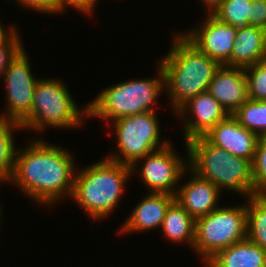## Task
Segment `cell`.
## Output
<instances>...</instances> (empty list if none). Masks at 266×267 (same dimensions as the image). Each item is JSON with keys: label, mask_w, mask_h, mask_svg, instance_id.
Segmentation results:
<instances>
[{"label": "cell", "mask_w": 266, "mask_h": 267, "mask_svg": "<svg viewBox=\"0 0 266 267\" xmlns=\"http://www.w3.org/2000/svg\"><path fill=\"white\" fill-rule=\"evenodd\" d=\"M33 138L24 147L19 146L21 149L17 148L8 183L19 188L36 206L53 208L65 197L71 198L78 163L74 152L64 145L61 148L43 137Z\"/></svg>", "instance_id": "6da1fadb"}, {"label": "cell", "mask_w": 266, "mask_h": 267, "mask_svg": "<svg viewBox=\"0 0 266 267\" xmlns=\"http://www.w3.org/2000/svg\"><path fill=\"white\" fill-rule=\"evenodd\" d=\"M171 41L169 52L156 62L163 70L169 111L175 113L190 98L208 91L222 65L201 53L178 29Z\"/></svg>", "instance_id": "7a4b0ae2"}, {"label": "cell", "mask_w": 266, "mask_h": 267, "mask_svg": "<svg viewBox=\"0 0 266 267\" xmlns=\"http://www.w3.org/2000/svg\"><path fill=\"white\" fill-rule=\"evenodd\" d=\"M76 169L72 199L93 221L113 216L121 203L127 181L131 178V166L109 158L92 162Z\"/></svg>", "instance_id": "3957f363"}, {"label": "cell", "mask_w": 266, "mask_h": 267, "mask_svg": "<svg viewBox=\"0 0 266 267\" xmlns=\"http://www.w3.org/2000/svg\"><path fill=\"white\" fill-rule=\"evenodd\" d=\"M156 66L158 73L153 77L133 78L102 88L87 103L88 120L102 119L108 125L124 116L158 110L157 99L160 100L165 93V80L161 65L158 63Z\"/></svg>", "instance_id": "277c9868"}, {"label": "cell", "mask_w": 266, "mask_h": 267, "mask_svg": "<svg viewBox=\"0 0 266 267\" xmlns=\"http://www.w3.org/2000/svg\"><path fill=\"white\" fill-rule=\"evenodd\" d=\"M188 167L209 180L223 193L232 192L247 199L254 195L251 160L232 155L212 144L205 136L187 142Z\"/></svg>", "instance_id": "5b68a950"}, {"label": "cell", "mask_w": 266, "mask_h": 267, "mask_svg": "<svg viewBox=\"0 0 266 267\" xmlns=\"http://www.w3.org/2000/svg\"><path fill=\"white\" fill-rule=\"evenodd\" d=\"M41 77L35 87L30 114L20 123L23 132L38 135L50 129H78L88 119V104L82 107L60 78ZM78 105V106H77Z\"/></svg>", "instance_id": "8992f818"}, {"label": "cell", "mask_w": 266, "mask_h": 267, "mask_svg": "<svg viewBox=\"0 0 266 267\" xmlns=\"http://www.w3.org/2000/svg\"><path fill=\"white\" fill-rule=\"evenodd\" d=\"M157 111L142 114L128 115L110 122L109 130L114 129L116 150L107 153L104 157L120 164L132 166L137 160L144 158L149 153L163 148L171 143V140L160 135ZM168 139V140H167Z\"/></svg>", "instance_id": "52a82bcc"}, {"label": "cell", "mask_w": 266, "mask_h": 267, "mask_svg": "<svg viewBox=\"0 0 266 267\" xmlns=\"http://www.w3.org/2000/svg\"><path fill=\"white\" fill-rule=\"evenodd\" d=\"M222 204L195 221V239L192 251L205 264L218 251L247 238V213L244 203Z\"/></svg>", "instance_id": "ba28073f"}, {"label": "cell", "mask_w": 266, "mask_h": 267, "mask_svg": "<svg viewBox=\"0 0 266 267\" xmlns=\"http://www.w3.org/2000/svg\"><path fill=\"white\" fill-rule=\"evenodd\" d=\"M173 143L149 153L131 166L132 176L139 174L138 179L148 189L146 192L175 196L181 176L188 168V146L186 143L185 159L179 155Z\"/></svg>", "instance_id": "9c48e42d"}, {"label": "cell", "mask_w": 266, "mask_h": 267, "mask_svg": "<svg viewBox=\"0 0 266 267\" xmlns=\"http://www.w3.org/2000/svg\"><path fill=\"white\" fill-rule=\"evenodd\" d=\"M25 47L8 64L3 76L5 111L0 118L21 123L31 112L35 87L39 81L32 69Z\"/></svg>", "instance_id": "30bf717a"}, {"label": "cell", "mask_w": 266, "mask_h": 267, "mask_svg": "<svg viewBox=\"0 0 266 267\" xmlns=\"http://www.w3.org/2000/svg\"><path fill=\"white\" fill-rule=\"evenodd\" d=\"M202 21L181 34L201 53L230 67V57L238 27L220 21L210 11H205ZM186 32V33H185Z\"/></svg>", "instance_id": "8fae6325"}, {"label": "cell", "mask_w": 266, "mask_h": 267, "mask_svg": "<svg viewBox=\"0 0 266 267\" xmlns=\"http://www.w3.org/2000/svg\"><path fill=\"white\" fill-rule=\"evenodd\" d=\"M172 115L181 122L185 145L192 139L205 136L229 114L207 91L190 98Z\"/></svg>", "instance_id": "7c38bea8"}, {"label": "cell", "mask_w": 266, "mask_h": 267, "mask_svg": "<svg viewBox=\"0 0 266 267\" xmlns=\"http://www.w3.org/2000/svg\"><path fill=\"white\" fill-rule=\"evenodd\" d=\"M189 174L188 179L185 175ZM184 178V179H182ZM175 194V201L178 202L191 217L195 220L208 215L220 207V199L223 194L217 186L209 180L199 177L189 167L184 171Z\"/></svg>", "instance_id": "4fadbf2b"}, {"label": "cell", "mask_w": 266, "mask_h": 267, "mask_svg": "<svg viewBox=\"0 0 266 267\" xmlns=\"http://www.w3.org/2000/svg\"><path fill=\"white\" fill-rule=\"evenodd\" d=\"M175 201V196L167 193L148 192L133 206L127 218L118 229L119 235L154 231L161 229L167 209Z\"/></svg>", "instance_id": "5bb4252c"}, {"label": "cell", "mask_w": 266, "mask_h": 267, "mask_svg": "<svg viewBox=\"0 0 266 267\" xmlns=\"http://www.w3.org/2000/svg\"><path fill=\"white\" fill-rule=\"evenodd\" d=\"M205 137L232 155L254 160L259 137L243 127L233 115L218 122Z\"/></svg>", "instance_id": "9a60e30c"}, {"label": "cell", "mask_w": 266, "mask_h": 267, "mask_svg": "<svg viewBox=\"0 0 266 267\" xmlns=\"http://www.w3.org/2000/svg\"><path fill=\"white\" fill-rule=\"evenodd\" d=\"M208 92L232 115L249 98L244 68L222 65L209 83Z\"/></svg>", "instance_id": "2e32d148"}, {"label": "cell", "mask_w": 266, "mask_h": 267, "mask_svg": "<svg viewBox=\"0 0 266 267\" xmlns=\"http://www.w3.org/2000/svg\"><path fill=\"white\" fill-rule=\"evenodd\" d=\"M234 40L230 67L246 68L266 60V29L239 27Z\"/></svg>", "instance_id": "e0dca14e"}, {"label": "cell", "mask_w": 266, "mask_h": 267, "mask_svg": "<svg viewBox=\"0 0 266 267\" xmlns=\"http://www.w3.org/2000/svg\"><path fill=\"white\" fill-rule=\"evenodd\" d=\"M204 267H266V250L246 238L218 251Z\"/></svg>", "instance_id": "ac0fdd59"}, {"label": "cell", "mask_w": 266, "mask_h": 267, "mask_svg": "<svg viewBox=\"0 0 266 267\" xmlns=\"http://www.w3.org/2000/svg\"><path fill=\"white\" fill-rule=\"evenodd\" d=\"M195 219L176 201L167 209L161 232L168 243L187 245L192 250L195 239ZM184 243V244H183Z\"/></svg>", "instance_id": "d6986e66"}, {"label": "cell", "mask_w": 266, "mask_h": 267, "mask_svg": "<svg viewBox=\"0 0 266 267\" xmlns=\"http://www.w3.org/2000/svg\"><path fill=\"white\" fill-rule=\"evenodd\" d=\"M19 131H23L20 123L0 118V185H7L13 174L17 151L14 139Z\"/></svg>", "instance_id": "ffe728a7"}, {"label": "cell", "mask_w": 266, "mask_h": 267, "mask_svg": "<svg viewBox=\"0 0 266 267\" xmlns=\"http://www.w3.org/2000/svg\"><path fill=\"white\" fill-rule=\"evenodd\" d=\"M245 203L247 239L266 250V195L249 196Z\"/></svg>", "instance_id": "44dd1931"}, {"label": "cell", "mask_w": 266, "mask_h": 267, "mask_svg": "<svg viewBox=\"0 0 266 267\" xmlns=\"http://www.w3.org/2000/svg\"><path fill=\"white\" fill-rule=\"evenodd\" d=\"M238 122L259 138L266 137V100L247 99L233 114Z\"/></svg>", "instance_id": "7402d4cb"}, {"label": "cell", "mask_w": 266, "mask_h": 267, "mask_svg": "<svg viewBox=\"0 0 266 267\" xmlns=\"http://www.w3.org/2000/svg\"><path fill=\"white\" fill-rule=\"evenodd\" d=\"M252 0H219L211 13L220 21L235 27L248 25Z\"/></svg>", "instance_id": "603a6c76"}, {"label": "cell", "mask_w": 266, "mask_h": 267, "mask_svg": "<svg viewBox=\"0 0 266 267\" xmlns=\"http://www.w3.org/2000/svg\"><path fill=\"white\" fill-rule=\"evenodd\" d=\"M248 82V97L252 100H266V60L244 68Z\"/></svg>", "instance_id": "cb8c5ba5"}, {"label": "cell", "mask_w": 266, "mask_h": 267, "mask_svg": "<svg viewBox=\"0 0 266 267\" xmlns=\"http://www.w3.org/2000/svg\"><path fill=\"white\" fill-rule=\"evenodd\" d=\"M253 166L254 195H266V137L259 138Z\"/></svg>", "instance_id": "d4e9b609"}, {"label": "cell", "mask_w": 266, "mask_h": 267, "mask_svg": "<svg viewBox=\"0 0 266 267\" xmlns=\"http://www.w3.org/2000/svg\"><path fill=\"white\" fill-rule=\"evenodd\" d=\"M20 31L17 30L3 45L0 46V78L8 64L25 47Z\"/></svg>", "instance_id": "484cf974"}, {"label": "cell", "mask_w": 266, "mask_h": 267, "mask_svg": "<svg viewBox=\"0 0 266 267\" xmlns=\"http://www.w3.org/2000/svg\"><path fill=\"white\" fill-rule=\"evenodd\" d=\"M17 6L23 7L27 11L38 12L44 15H59L61 14V7L59 0H15Z\"/></svg>", "instance_id": "4316f807"}, {"label": "cell", "mask_w": 266, "mask_h": 267, "mask_svg": "<svg viewBox=\"0 0 266 267\" xmlns=\"http://www.w3.org/2000/svg\"><path fill=\"white\" fill-rule=\"evenodd\" d=\"M60 7H61V15H63V12H67V9H73L76 10V12H80L83 14V17L90 18L95 15L94 12L98 7V1L97 0H59ZM97 5V6H96ZM68 7V8H67Z\"/></svg>", "instance_id": "83f0119b"}, {"label": "cell", "mask_w": 266, "mask_h": 267, "mask_svg": "<svg viewBox=\"0 0 266 267\" xmlns=\"http://www.w3.org/2000/svg\"><path fill=\"white\" fill-rule=\"evenodd\" d=\"M248 25L266 29V0H252Z\"/></svg>", "instance_id": "f1b7e54d"}, {"label": "cell", "mask_w": 266, "mask_h": 267, "mask_svg": "<svg viewBox=\"0 0 266 267\" xmlns=\"http://www.w3.org/2000/svg\"><path fill=\"white\" fill-rule=\"evenodd\" d=\"M17 30L18 28L15 26V24L14 25L10 24L9 26L7 25V27H5V25L2 24V20H1L0 21V46L3 45Z\"/></svg>", "instance_id": "f546056e"}, {"label": "cell", "mask_w": 266, "mask_h": 267, "mask_svg": "<svg viewBox=\"0 0 266 267\" xmlns=\"http://www.w3.org/2000/svg\"><path fill=\"white\" fill-rule=\"evenodd\" d=\"M202 3L203 8L207 9L206 11H211V9L219 2V0H198Z\"/></svg>", "instance_id": "4dcf8cb0"}, {"label": "cell", "mask_w": 266, "mask_h": 267, "mask_svg": "<svg viewBox=\"0 0 266 267\" xmlns=\"http://www.w3.org/2000/svg\"><path fill=\"white\" fill-rule=\"evenodd\" d=\"M2 210H3V208L1 207V203H0V228H1V225H2V221H3V219L1 218V217H3V215L1 216V214L3 213Z\"/></svg>", "instance_id": "1f68e13d"}]
</instances>
